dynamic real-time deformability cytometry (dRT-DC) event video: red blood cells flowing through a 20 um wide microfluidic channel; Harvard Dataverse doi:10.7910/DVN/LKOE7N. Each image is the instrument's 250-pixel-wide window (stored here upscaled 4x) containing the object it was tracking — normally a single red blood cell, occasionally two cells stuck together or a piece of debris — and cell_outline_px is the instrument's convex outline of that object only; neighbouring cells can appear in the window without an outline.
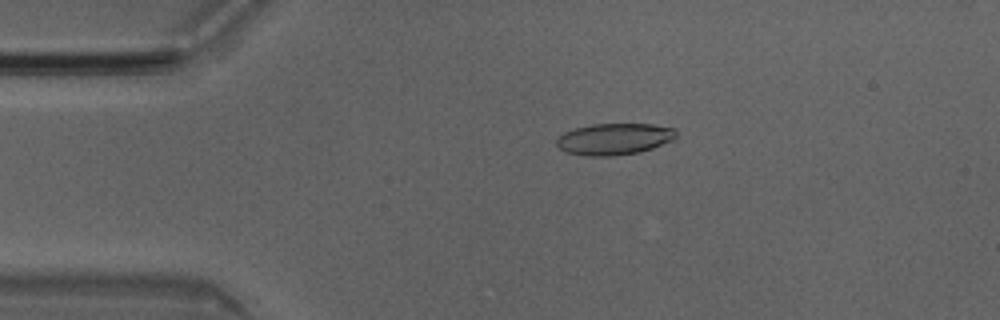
{"species": "Egyptian fruit bat (a non-hibernating species)", "species_latin": "Rousettus aegyptiacus", "temperature_condition": "room temperature", "stored_images_in_passage": 43, "camera_frame_rate_fps": 3000, "um_per_image_px": 0.085, "animal": {"sex": "male"}, "frame": {"image": 1, "passage_image": 3, "time_ms": 0.667, "image_size_px": [1000, 320], "cell_outline_px": [[676, 136], [672, 140], [652, 148], [640, 152], [612, 156], [584, 156], [564, 152], [556, 144], [556, 140], [564, 132], [576, 128], [592, 124], [652, 124], [676, 128]], "centroid_in_image_um": [52.2, 11.82], "position_along_channel_um": 32.8, "area_um2": 22.02}}
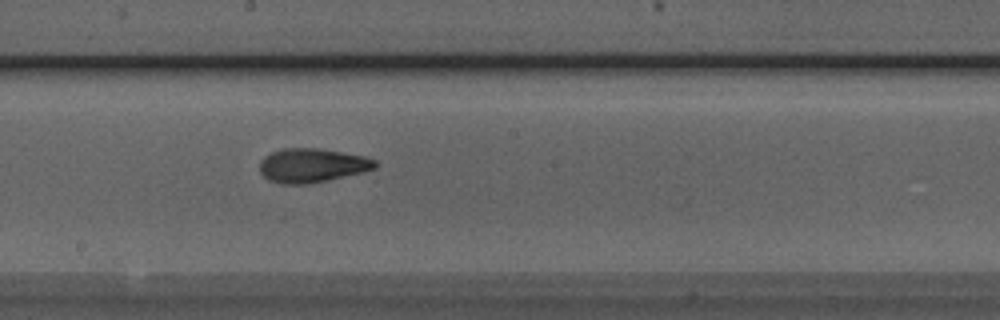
{"frame": {"image": 2, "passage_image": 20, "time_ms": 6.333, "image_size_px": [1000, 320], "cell_outline_px": [[376, 168], [364, 172], [328, 180], [308, 184], [284, 184], [268, 180], [260, 172], [260, 160], [264, 156], [280, 148], [320, 148], [364, 156], [376, 160]], "centroid_in_image_um": [26.51, 14.05], "position_along_channel_um": 221.7, "area_um2": 23.0}}
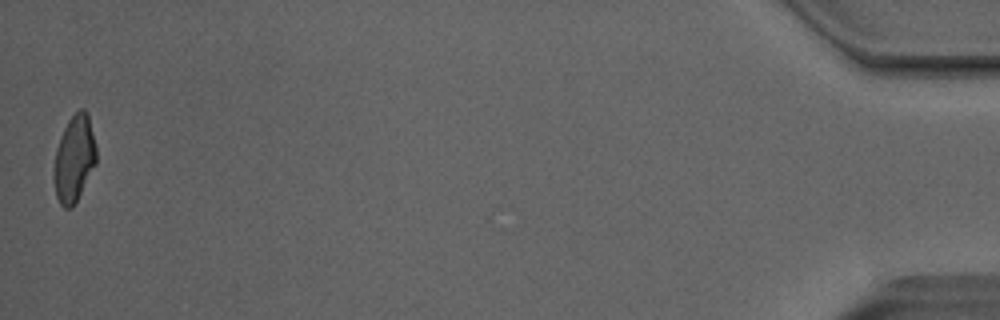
{"frame": {"image": 3, "passage_image": 43, "time_ms": 14.0, "image_size_px": [1000, 320], "cell_outline_px": [[96, 164], [72, 208], [64, 208], [60, 204], [56, 196], [52, 176], [52, 172], [56, 148], [64, 128], [68, 120], [80, 108], [84, 108], [88, 112], [96, 148]], "centroid_in_image_um": [6.29, 13.49], "position_along_channel_um": 428.9, "area_um2": 21.5}, "authors_computed_cell_mechanics": {"area_um2": 22.0796, "velocity_mm_per_s": 4.048, "shape_relaxation_time_tau1_ms": 5.4796, "shape_relaxation_time_tau2_ms": 2.3011, "deformation_change_tau1": 0.1972, "deformation_change_tau2": 0.0999}}